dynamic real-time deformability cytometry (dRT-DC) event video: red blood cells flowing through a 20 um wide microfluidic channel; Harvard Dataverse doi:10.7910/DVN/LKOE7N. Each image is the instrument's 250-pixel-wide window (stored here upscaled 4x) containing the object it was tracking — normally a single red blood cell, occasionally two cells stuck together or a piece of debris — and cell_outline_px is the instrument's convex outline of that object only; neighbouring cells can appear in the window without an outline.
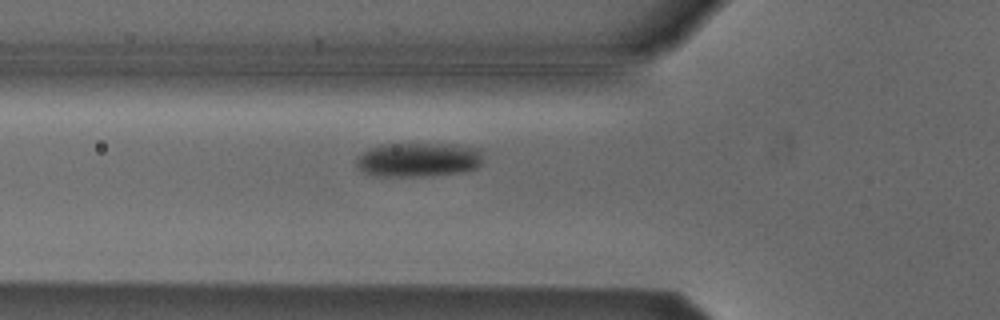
{"species": "Egyptian fruit bat (a non-hibernating species)", "species_latin": "Rousettus aegyptiacus", "temperature_condition": "cold", "stored_images_in_passage": 35, "camera_frame_rate_fps": 3000, "um_per_image_px": 0.085, "animal": {"sex": "male"}, "frame": {"image": 1, "passage_image": 3, "time_ms": 0.667, "image_size_px": [1000, 320], "cell_outline_px": [[480, 164], [476, 168], [464, 172], [432, 176], [376, 176], [364, 172], [356, 168], [356, 160], [368, 148], [380, 144], [456, 144], [480, 148]], "centroid_in_image_um": [35.55, 13.58], "position_along_channel_um": 90.2, "area_um2": 25.49}}
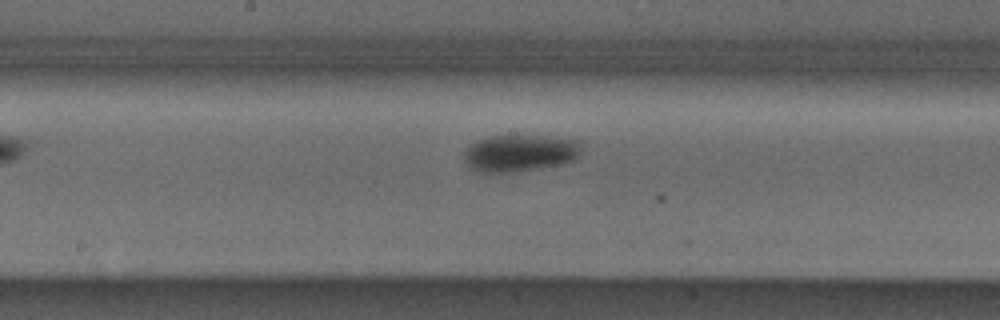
{"frame": {"image": 2, "passage_image": 12, "time_ms": 3.667, "image_size_px": [1000, 320], "cell_outline_px": [[580, 156], [572, 160], [560, 164], [540, 168], [516, 172], [480, 172], [468, 168], [464, 160], [464, 152], [472, 144], [488, 136], [548, 136], [580, 140]], "centroid_in_image_um": [44.19, 13.02], "position_along_channel_um": 204.0, "area_um2": 25.26}}
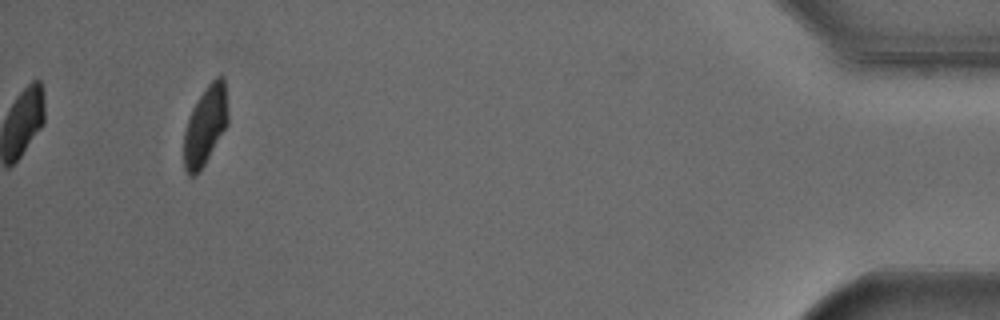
{"frame": {"image": 3, "passage_image": 35, "time_ms": 11.333, "image_size_px": [1000, 320], "cell_outline_px": [[228, 124], [200, 172], [196, 176], [188, 176], [184, 168], [184, 132], [192, 108], [208, 84], [216, 76], [224, 76], [228, 112]], "centroid_in_image_um": [17.46, 10.7], "position_along_channel_um": 417.7, "area_um2": 20.35}, "authors_computed_cell_mechanics": {"area_um2": 25.2008, "velocity_mm_per_s": 3.7917, "shape_relaxation_time_tau1_ms": 2.7, "shape_relaxation_time_tau2_ms": null, "deformation_change_tau1": 0.0901, "deformation_change_tau2": null}}